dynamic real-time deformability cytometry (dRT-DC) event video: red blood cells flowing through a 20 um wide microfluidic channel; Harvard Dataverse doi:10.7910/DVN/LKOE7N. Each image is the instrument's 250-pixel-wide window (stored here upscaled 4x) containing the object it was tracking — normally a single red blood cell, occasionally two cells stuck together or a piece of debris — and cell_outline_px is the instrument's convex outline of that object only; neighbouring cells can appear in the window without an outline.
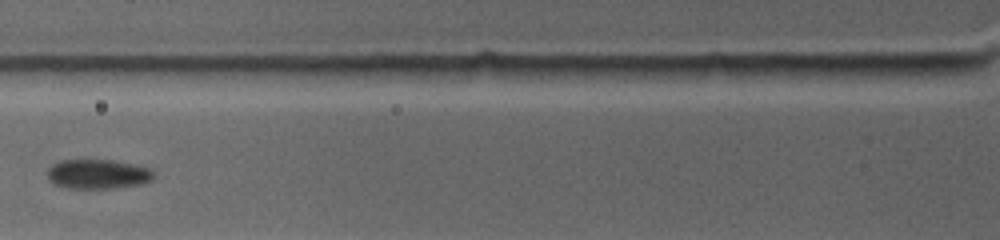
{"species": "common noctule bat (a hibernating species)", "species_latin": "Nyctalus noctula", "temperature_condition": "warm", "stored_images_in_passage": 6, "camera_frame_rate_fps": 4500, "um_per_image_px": 0.085, "animal": {"sex": "female", "body_mass_g": 19.0, "forearm_length_mm": 53.3}, "frame": {"image": 1, "passage_image": 3, "time_ms": 2.222, "image_size_px": [1000, 240], "cell_outline_px": [[152, 180], [144, 184], [116, 188], [68, 188], [56, 184], [48, 180], [48, 168], [52, 164], [60, 160], [112, 160], [132, 164], [148, 168], [152, 172]], "centroid_in_image_um": [8.3, 14.8], "position_along_channel_um": 117.5, "area_um2": 18.21}}
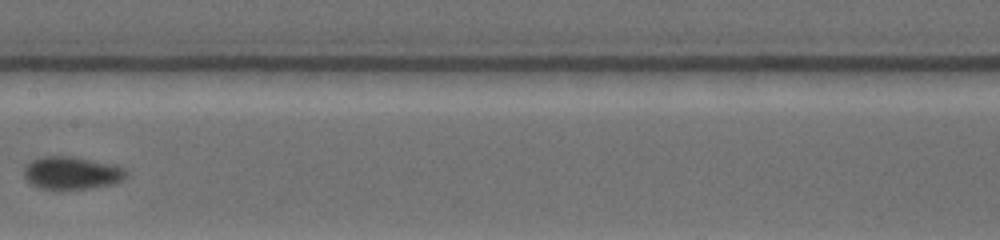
{"frame": {"image": 2, "passage_image": 5, "time_ms": 4.444, "image_size_px": [1000, 240], "cell_outline_px": [[128, 176], [112, 184], [88, 188], [40, 188], [32, 184], [24, 176], [24, 168], [32, 160], [44, 156], [72, 156], [112, 164], [124, 168], [128, 172]], "centroid_in_image_um": [6.11, 14.68], "position_along_channel_um": 201.3, "area_um2": 19.13}}
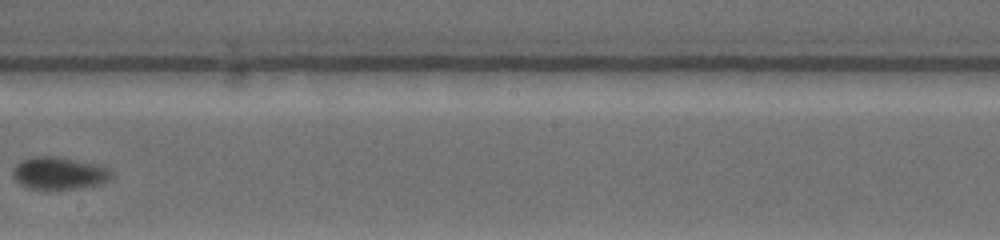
{"frame": {"image": 3, "passage_image": 6, "time_ms": 5.556, "image_size_px": [1000, 240], "cell_outline_px": [[112, 176], [108, 180], [100, 184], [76, 188], [28, 188], [20, 184], [12, 176], [12, 168], [20, 160], [32, 156], [56, 156], [92, 164], [104, 168]], "centroid_in_image_um": [4.9, 14.71], "position_along_channel_um": 243.3, "area_um2": 18.09}}